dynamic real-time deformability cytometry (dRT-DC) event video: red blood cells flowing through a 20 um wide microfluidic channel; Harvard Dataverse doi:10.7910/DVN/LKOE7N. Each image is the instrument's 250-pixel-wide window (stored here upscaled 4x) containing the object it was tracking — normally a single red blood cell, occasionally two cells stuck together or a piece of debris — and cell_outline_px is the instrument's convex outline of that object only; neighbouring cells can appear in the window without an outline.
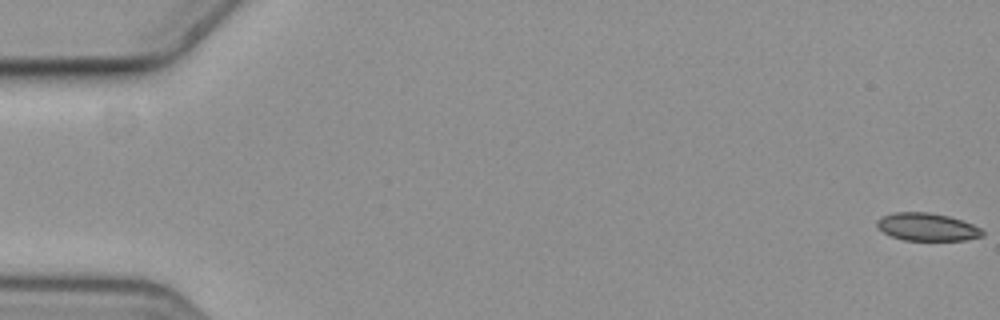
{"species": "common noctule bat (a hibernating species)", "species_latin": "Nyctalus noctula", "temperature_condition": "cold", "stored_images_in_passage": 59, "camera_frame_rate_fps": 3000, "um_per_image_px": 0.085, "animal": {"sex": "female", "body_mass_g": 19.3, "forearm_length_mm": 54.1}, "frame": {"image": 1, "passage_image": 1, "time_ms": 0.0, "image_size_px": [1000, 320], "cell_outline_px": [[984, 236], [964, 240], [904, 240], [892, 236], [884, 232], [876, 224], [876, 220], [880, 216], [892, 212], [928, 212], [948, 216], [972, 224], [980, 228], [984, 232]], "centroid_in_image_um": [78.78, 19.28], "position_along_channel_um": 6.2, "area_um2": 16.99}}
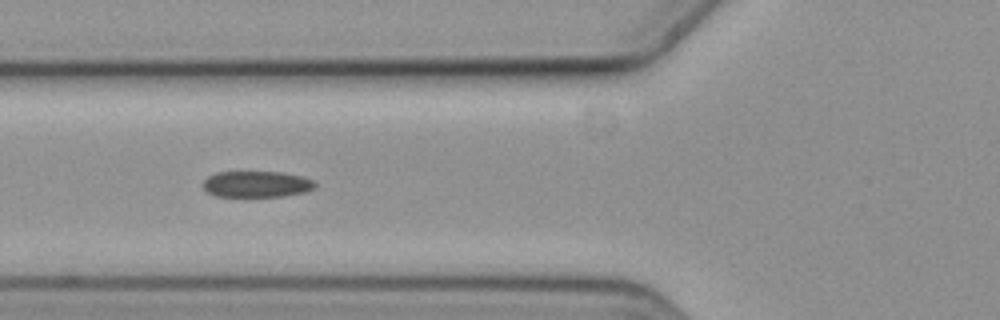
{"frame": {"image": 2, "passage_image": 23, "time_ms": 7.333, "image_size_px": [1000, 320], "cell_outline_px": [[316, 188], [304, 192], [284, 196], [216, 196], [208, 192], [204, 188], [204, 180], [208, 176], [216, 172], [280, 172], [304, 176], [312, 180], [316, 184]], "centroid_in_image_um": [21.84, 15.65], "position_along_channel_um": 104.0, "area_um2": 17.05}}
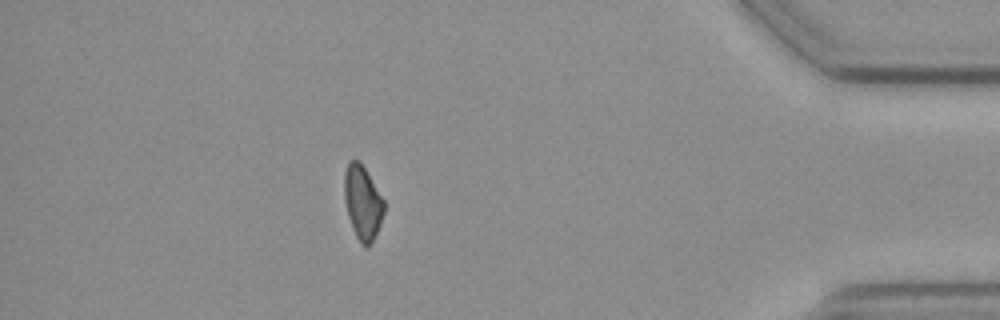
{"frame": {"image": 3, "passage_image": 52, "time_ms": 17.0, "image_size_px": [1000, 320], "cell_outline_px": [[384, 212], [380, 224], [368, 248], [364, 248], [360, 244], [352, 228], [348, 216], [344, 200], [344, 172], [348, 160], [360, 160], [384, 200]], "centroid_in_image_um": [30.8, 17.2], "position_along_channel_um": 404.4, "area_um2": 17.22}, "authors_computed_cell_mechanics": {"area_um2": 17.918, "velocity_mm_per_s": 3.6102, "shape_relaxation_time_tau1_ms": 4.3023, "shape_relaxation_time_tau2_ms": null, "deformation_change_tau1": 0.0982, "deformation_change_tau2": null}}